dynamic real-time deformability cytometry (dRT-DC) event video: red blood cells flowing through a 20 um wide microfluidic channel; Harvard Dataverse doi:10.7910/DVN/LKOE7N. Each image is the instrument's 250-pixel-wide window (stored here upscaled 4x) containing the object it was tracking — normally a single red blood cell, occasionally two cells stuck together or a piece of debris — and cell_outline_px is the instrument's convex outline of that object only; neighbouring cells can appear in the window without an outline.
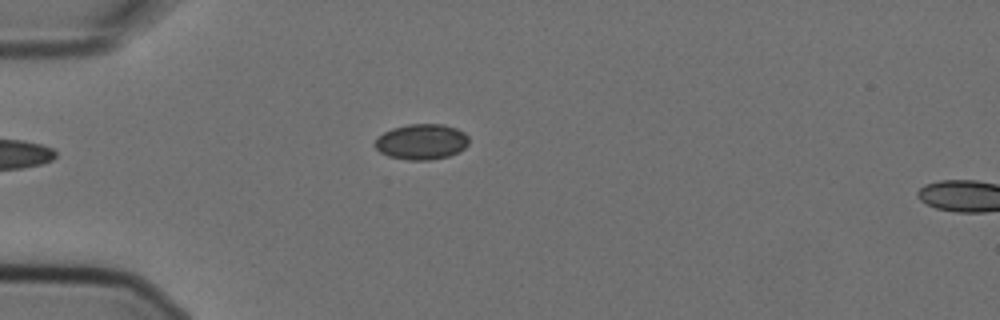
{"species": "Egyptian fruit bat (a non-hibernating species)", "species_latin": "Rousettus aegyptiacus", "temperature_condition": "cold", "stored_images_in_passage": 4, "camera_frame_rate_fps": 3000, "um_per_image_px": 0.085, "animal": {"sex": "female"}, "frame": {"image": 1, "passage_image": 4, "time_ms": 1.0, "image_size_px": [1000, 320], "cell_outline_px": [[468, 144], [464, 148], [448, 156], [428, 160], [408, 160], [388, 156], [380, 152], [372, 144], [384, 132], [392, 128], [408, 124], [440, 124], [456, 128], [464, 132], [468, 136]], "centroid_in_image_um": [35.81, 12.05], "position_along_channel_um": 49.2, "area_um2": 19.36}}